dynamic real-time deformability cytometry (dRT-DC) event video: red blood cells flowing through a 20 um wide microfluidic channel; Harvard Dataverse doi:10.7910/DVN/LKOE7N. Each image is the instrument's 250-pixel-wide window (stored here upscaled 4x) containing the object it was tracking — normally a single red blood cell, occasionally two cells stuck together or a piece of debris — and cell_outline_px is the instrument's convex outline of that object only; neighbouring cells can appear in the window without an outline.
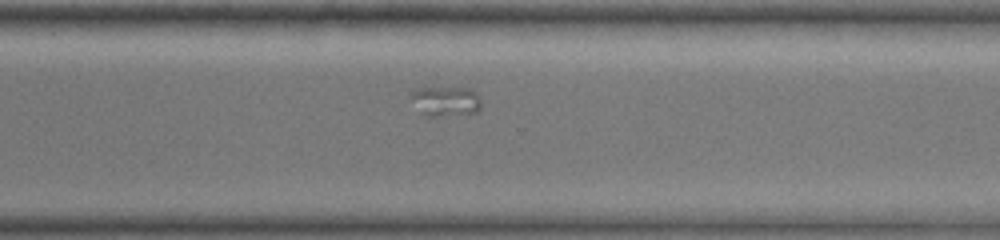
{"species": "common noctule bat (a hibernating species)", "species_latin": "Nyctalus noctula", "temperature_condition": "warm", "stored_images_in_passage": 46, "camera_frame_rate_fps": 3000, "um_per_image_px": 0.085, "animal": {"sex": "female", "body_mass_g": 19.0, "forearm_length_mm": 51.5}, "frame": {"image": 1, "passage_image": 33, "time_ms": 10.667, "image_size_px": [1000, 240], "cell_outline_px": [[480, 112], [440, 116], [428, 116], [420, 112], [412, 96], [412, 92], [416, 88], [468, 88], [476, 92], [480, 100]], "centroid_in_image_um": [37.93, 8.6], "position_along_channel_um": 332.7, "area_um2": 11.96}}
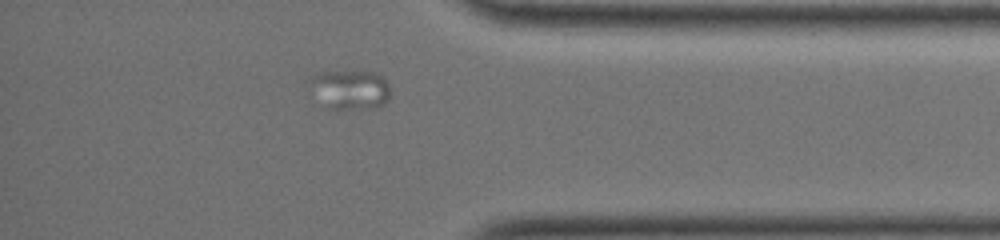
{"frame": {"image": 2, "passage_image": 40, "time_ms": 13.0, "image_size_px": [1000, 240], "cell_outline_px": [[388, 100], [380, 108], [328, 108], [308, 80], [312, 76], [320, 72], [376, 72], [388, 84]], "centroid_in_image_um": [29.82, 7.61], "position_along_channel_um": 405.4, "area_um2": 17.74}}